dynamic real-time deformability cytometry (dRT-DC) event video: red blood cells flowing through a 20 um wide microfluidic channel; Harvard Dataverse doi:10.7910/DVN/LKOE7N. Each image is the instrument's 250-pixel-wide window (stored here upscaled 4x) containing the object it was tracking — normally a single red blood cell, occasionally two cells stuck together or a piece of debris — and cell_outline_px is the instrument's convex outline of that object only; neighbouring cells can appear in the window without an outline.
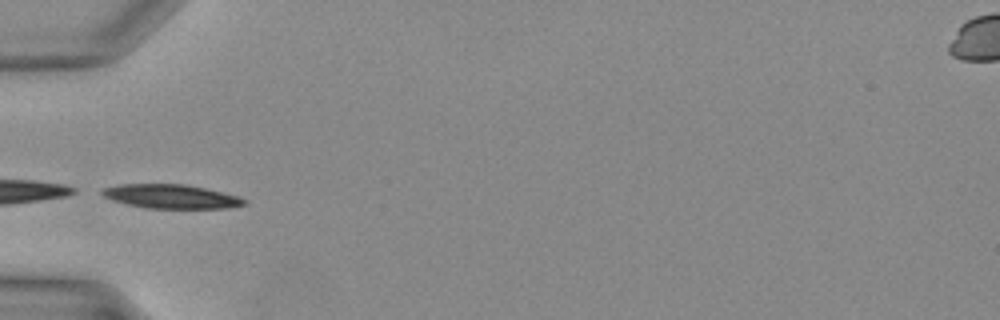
{"species": "Egyptian fruit bat (a non-hibernating species)", "species_latin": "Rousettus aegyptiacus", "temperature_condition": "warm", "stored_images_in_passage": 25, "camera_frame_rate_fps": 3000, "um_per_image_px": 0.085, "animal": {"sex": "female"}, "frame": {"image": 1, "passage_image": 1, "time_ms": 0.0, "image_size_px": [1000, 320], "cell_outline_px": [[244, 204], [224, 208], [144, 208], [112, 200], [104, 196], [100, 192], [104, 188], [120, 184], [184, 184], [204, 188], [236, 196], [244, 200]], "centroid_in_image_um": [14.46, 16.69], "position_along_channel_um": 70.5, "area_um2": 19.42}}